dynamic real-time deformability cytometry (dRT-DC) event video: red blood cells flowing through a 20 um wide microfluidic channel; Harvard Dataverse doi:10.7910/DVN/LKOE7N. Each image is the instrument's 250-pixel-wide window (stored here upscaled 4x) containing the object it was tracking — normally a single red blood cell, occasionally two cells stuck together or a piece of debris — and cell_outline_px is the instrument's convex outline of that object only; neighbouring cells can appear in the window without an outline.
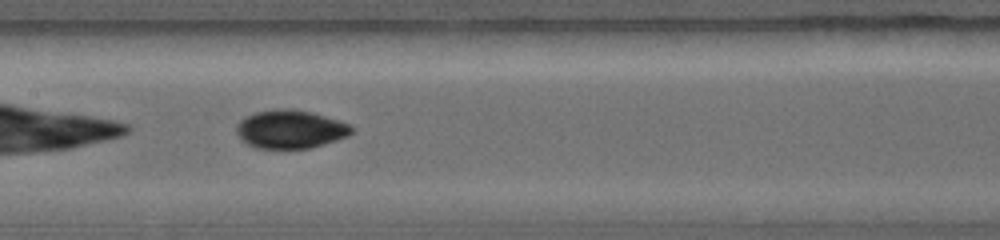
{"species": "common noctule bat (a hibernating species)", "species_latin": "Nyctalus noctula", "temperature_condition": "warm", "stored_images_in_passage": 24, "camera_frame_rate_fps": 5000, "um_per_image_px": 0.085, "animal": {"sex": "female", "body_mass_g": 19.0, "forearm_length_mm": 56.7}, "frame": {"image": 1, "passage_image": 8, "time_ms": 2.2, "image_size_px": [1000, 240], "cell_outline_px": [[356, 128], [348, 136], [336, 140], [308, 148], [256, 148], [248, 144], [236, 132], [236, 124], [244, 116], [256, 112], [276, 108], [292, 108], [312, 112], [348, 124]], "centroid_in_image_um": [24.66, 10.96], "position_along_channel_um": 182.7, "area_um2": 25.66}}